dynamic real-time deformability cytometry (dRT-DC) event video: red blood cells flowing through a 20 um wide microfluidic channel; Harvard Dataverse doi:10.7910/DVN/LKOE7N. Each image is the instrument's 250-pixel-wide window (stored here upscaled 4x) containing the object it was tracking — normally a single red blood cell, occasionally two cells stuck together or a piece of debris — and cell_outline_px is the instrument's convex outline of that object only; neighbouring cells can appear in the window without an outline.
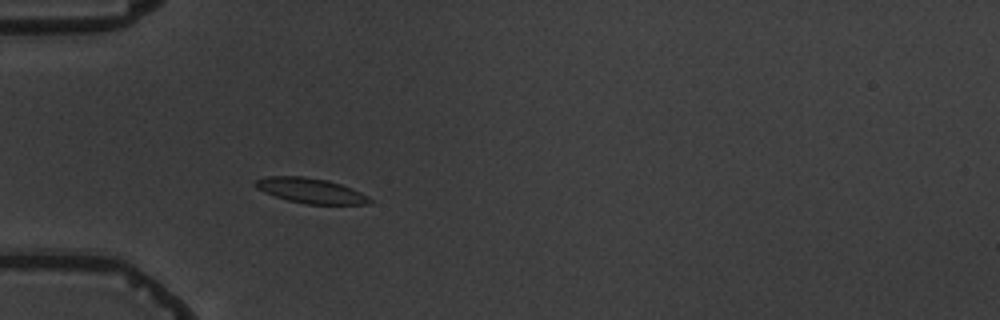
{"species": "common noctule bat (a hibernating species)", "species_latin": "Nyctalus noctula", "temperature_condition": "warm", "stored_images_in_passage": 4, "camera_frame_rate_fps": 3000, "um_per_image_px": 0.085, "animal": {"sex": "male", "body_mass_g": 19.5, "forearm_length_mm": 54.6}, "frame": {"image": 1, "passage_image": 4, "time_ms": 3.667, "image_size_px": [1000, 320], "cell_outline_px": [[372, 200], [368, 204], [304, 204], [288, 200], [264, 192], [256, 188], [252, 184], [256, 180], [268, 176], [304, 176], [328, 180], [352, 188], [368, 196]], "centroid_in_image_um": [26.39, 16.2], "position_along_channel_um": 58.6, "area_um2": 16.7}}